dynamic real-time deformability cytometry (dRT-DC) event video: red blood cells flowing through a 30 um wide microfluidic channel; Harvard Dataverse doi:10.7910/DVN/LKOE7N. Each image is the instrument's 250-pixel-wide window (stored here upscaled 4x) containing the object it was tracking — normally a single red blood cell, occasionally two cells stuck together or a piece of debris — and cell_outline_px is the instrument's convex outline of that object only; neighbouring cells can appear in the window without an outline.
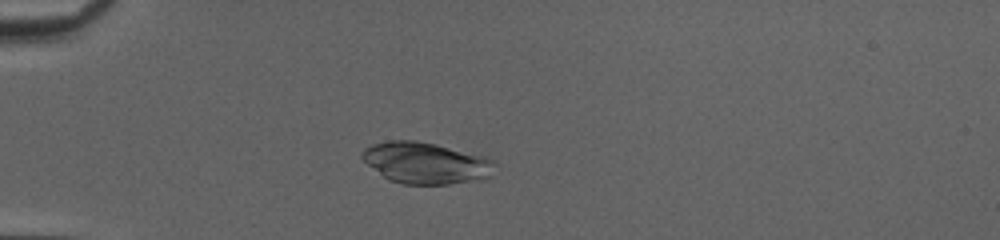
{"species": "common noctule bat (a hibernating species)", "species_latin": "Nyctalus noctula", "temperature_condition": "cold", "stored_images_in_passage": 51, "camera_frame_rate_fps": 3000, "um_per_image_px": 0.085, "animal": {"sex": "female", "body_mass_g": 20.0, "forearm_length_mm": 54.0}, "frame": {"image": 1, "passage_image": 16, "time_ms": 5.0, "image_size_px": [1000, 240], "cell_outline_px": [[492, 176], [484, 180], [448, 184], [404, 184], [388, 180], [368, 164], [360, 156], [360, 152], [364, 148], [372, 144], [388, 140], [416, 140], [436, 144], [484, 156], [492, 160]], "centroid_in_image_um": [36.17, 13.85], "position_along_channel_um": 48.8, "area_um2": 32.08}}
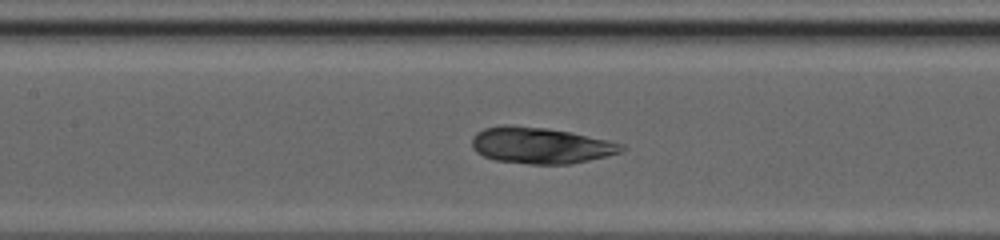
{"frame": {"image": 2, "passage_image": 26, "time_ms": 8.333, "image_size_px": [1000, 240], "cell_outline_px": [[628, 148], [620, 152], [588, 160], [568, 164], [528, 164], [496, 160], [484, 156], [476, 152], [472, 148], [472, 136], [476, 132], [484, 128], [504, 124], [548, 128], [572, 132], [608, 140], [624, 144]], "centroid_in_image_um": [45.93, 12.35], "position_along_channel_um": 161.5, "area_um2": 31.73}}
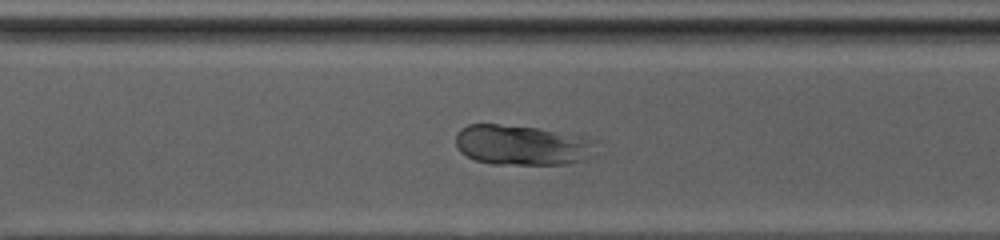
{"frame": {"image": 3, "passage_image": 38, "time_ms": 12.333, "image_size_px": [1000, 240], "cell_outline_px": [[596, 144], [584, 160], [568, 164], [492, 164], [476, 160], [460, 152], [456, 148], [456, 132], [460, 128], [468, 124], [496, 124], [540, 128], [584, 136], [596, 140]], "centroid_in_image_um": [44.33, 12.32], "position_along_channel_um": 326.3, "area_um2": 32.95}}